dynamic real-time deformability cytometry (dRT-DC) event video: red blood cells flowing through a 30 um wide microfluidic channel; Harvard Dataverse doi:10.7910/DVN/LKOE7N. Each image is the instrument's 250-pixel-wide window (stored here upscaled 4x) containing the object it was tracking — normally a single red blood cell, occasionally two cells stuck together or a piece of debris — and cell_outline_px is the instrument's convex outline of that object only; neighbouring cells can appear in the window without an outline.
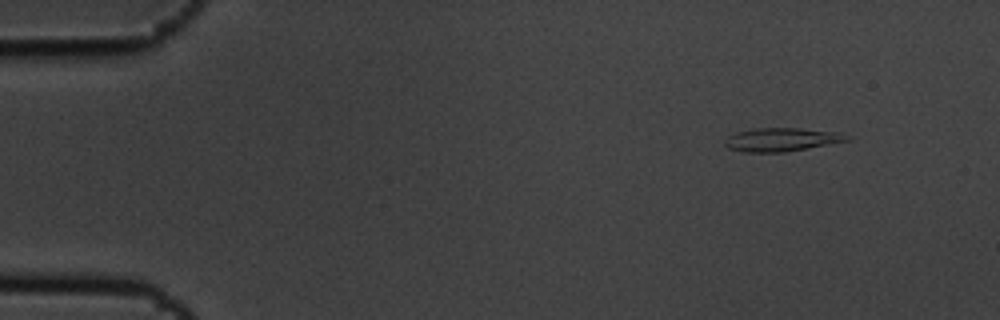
{"species": "common noctule bat (a hibernating species)", "species_latin": "Nyctalus noctula", "temperature_condition": "cold", "stored_images_in_passage": 4, "camera_frame_rate_fps": 3000, "um_per_image_px": 0.085, "animal": {"sex": "male", "body_mass_g": 19.5, "forearm_length_mm": 54.6}, "frame": {"image": 1, "passage_image": 4, "time_ms": 1.0, "image_size_px": [1000, 320], "cell_outline_px": [[852, 140], [808, 148], [784, 152], [744, 152], [728, 148], [724, 144], [724, 140], [728, 136], [736, 132], [756, 128], [800, 128], [844, 132], [852, 136]], "centroid_in_image_um": [66.51, 11.85], "position_along_channel_um": 18.5, "area_um2": 16.99}}